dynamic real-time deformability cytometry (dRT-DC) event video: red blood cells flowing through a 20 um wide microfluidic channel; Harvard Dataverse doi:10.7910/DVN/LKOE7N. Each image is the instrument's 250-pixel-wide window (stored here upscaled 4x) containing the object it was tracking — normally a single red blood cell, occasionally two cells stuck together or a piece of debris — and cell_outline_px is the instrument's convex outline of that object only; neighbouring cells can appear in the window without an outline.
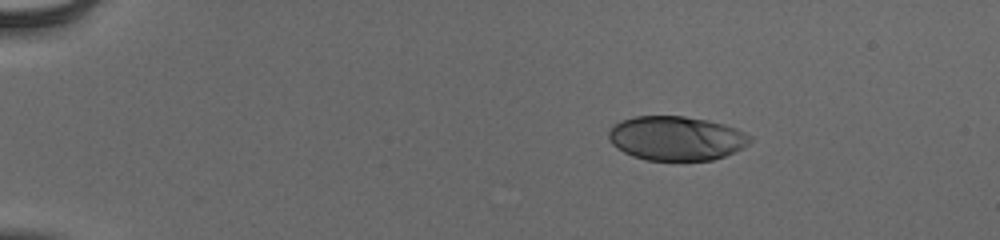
{"species": "human", "species_latin": "Homo sapiens", "temperature_condition": "cold", "stored_images_in_passage": 41, "camera_frame_rate_fps": 3000, "um_per_image_px": 0.085, "donor": {"sex": "male"}, "frame": {"image": 1, "passage_image": 1, "time_ms": 0.0, "image_size_px": [1000, 240], "cell_outline_px": [[752, 140], [748, 144], [724, 156], [712, 160], [644, 160], [632, 156], [616, 148], [608, 140], [608, 132], [612, 124], [620, 120], [636, 116], [684, 116], [708, 120], [724, 124], [736, 128], [752, 136]], "centroid_in_image_um": [57.44, 11.74], "position_along_channel_um": 27.6, "area_um2": 36.65}}
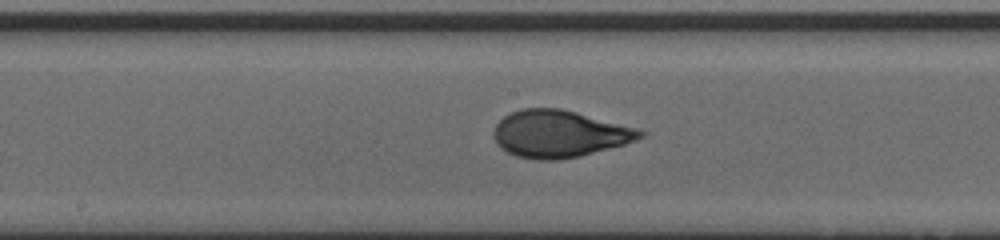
{"frame": {"image": 2, "passage_image": 22, "time_ms": 7.0, "image_size_px": [1000, 240], "cell_outline_px": [[648, 132], [644, 136], [636, 140], [624, 144], [580, 156], [556, 160], [536, 160], [516, 156], [500, 148], [496, 144], [492, 136], [492, 132], [496, 124], [504, 116], [520, 108], [560, 108], [640, 128]], "centroid_in_image_um": [47.54, 11.37], "position_along_channel_um": 200.7, "area_um2": 40.52}}
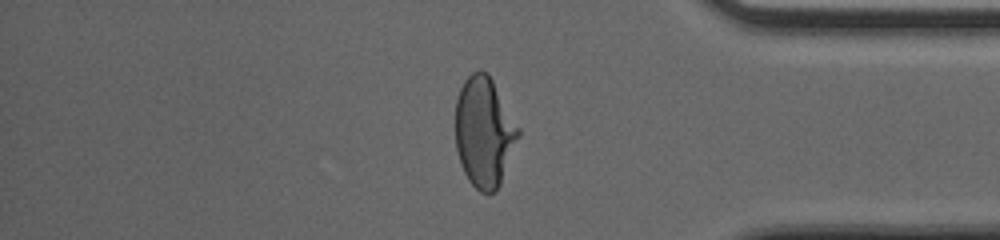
{"frame": {"image": 3, "passage_image": 38, "time_ms": 12.333, "image_size_px": [1000, 240], "cell_outline_px": [[520, 136], [500, 184], [496, 192], [480, 192], [468, 180], [464, 172], [456, 148], [456, 100], [460, 88], [464, 80], [472, 72], [480, 68], [488, 72], [520, 128]], "centroid_in_image_um": [41.16, 11.19], "position_along_channel_um": 394.0, "area_um2": 40.46}, "authors_computed_cell_mechanics": {"area_um2": 39.1884, "velocity_mm_per_s": 3.9201, "shape_relaxation_time_tau1_ms": 4.3429, "shape_relaxation_time_tau2_ms": null, "deformation_change_tau1": 0.2245, "deformation_change_tau2": null}}